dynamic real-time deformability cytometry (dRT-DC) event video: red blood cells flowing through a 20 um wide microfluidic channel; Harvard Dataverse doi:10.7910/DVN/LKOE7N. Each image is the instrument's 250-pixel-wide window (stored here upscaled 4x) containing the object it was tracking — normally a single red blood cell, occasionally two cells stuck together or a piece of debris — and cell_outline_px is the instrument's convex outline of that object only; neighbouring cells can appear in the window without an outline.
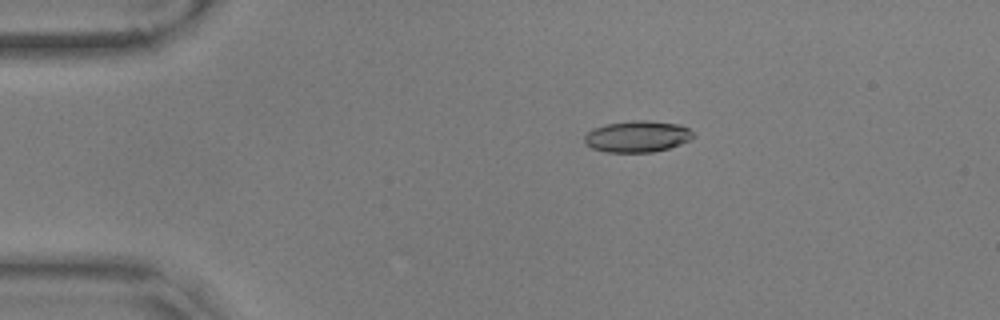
{"species": "common noctule bat (a hibernating species)", "species_latin": "Nyctalus noctula", "temperature_condition": "warm", "stored_images_in_passage": 16, "camera_frame_rate_fps": 3000, "um_per_image_px": 0.085, "animal": {"sex": "male", "body_mass_g": 17.9, "forearm_length_mm": 54.2}, "frame": {"image": 1, "passage_image": 11, "time_ms": 3.333, "image_size_px": [1000, 320], "cell_outline_px": [[696, 136], [680, 144], [668, 148], [652, 152], [604, 152], [592, 148], [584, 140], [584, 136], [592, 128], [608, 124], [636, 120], [648, 120], [680, 124], [688, 128]], "centroid_in_image_um": [54.18, 11.59], "position_along_channel_um": 30.8, "area_um2": 19.83}}